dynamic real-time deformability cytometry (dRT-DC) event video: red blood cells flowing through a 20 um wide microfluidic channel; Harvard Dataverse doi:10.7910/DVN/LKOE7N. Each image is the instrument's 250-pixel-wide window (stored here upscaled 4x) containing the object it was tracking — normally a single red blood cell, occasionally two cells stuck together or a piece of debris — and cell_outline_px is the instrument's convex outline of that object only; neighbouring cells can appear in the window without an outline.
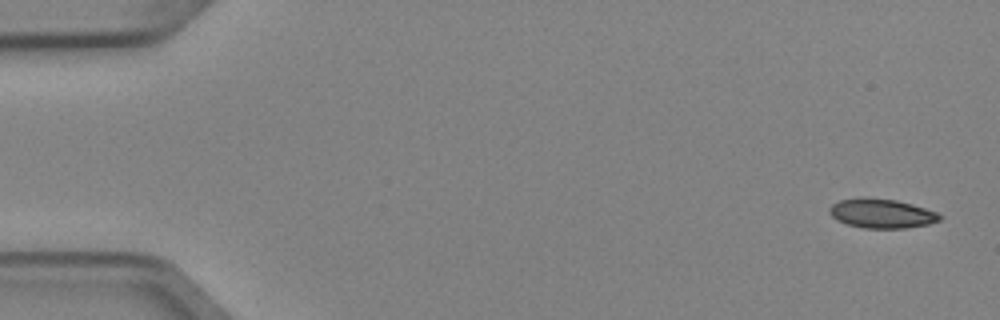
{"species": "Egyptian fruit bat (a non-hibernating species)", "species_latin": "Rousettus aegyptiacus", "temperature_condition": "cold", "stored_images_in_passage": 6, "camera_frame_rate_fps": 3000, "um_per_image_px": 0.085, "animal": {"sex": "female"}, "frame": {"image": 1, "passage_image": 1, "time_ms": 0.0, "image_size_px": [1000, 320], "cell_outline_px": [[944, 216], [940, 220], [928, 224], [904, 228], [864, 228], [848, 224], [836, 220], [828, 212], [828, 208], [832, 204], [840, 200], [860, 196], [896, 200], [912, 204], [936, 212]], "centroid_in_image_um": [74.91, 18.13], "position_along_channel_um": 10.1, "area_um2": 18.96}}
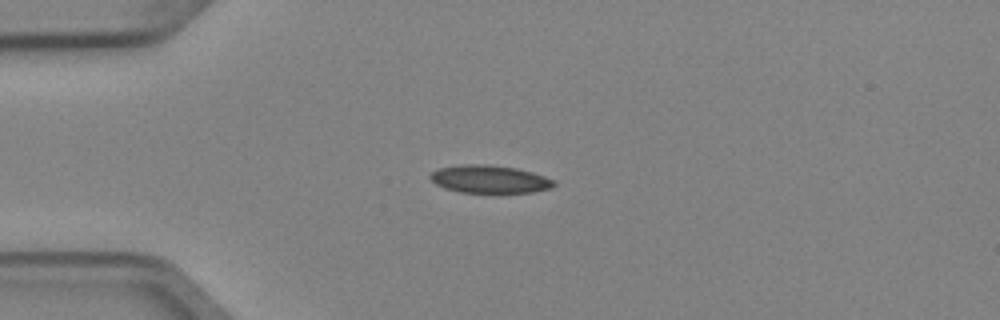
{"frame": {"image": 2, "passage_image": 4, "time_ms": 1.0, "image_size_px": [1000, 320], "cell_outline_px": [[556, 184], [552, 188], [532, 192], [460, 192], [444, 188], [436, 184], [428, 176], [432, 172], [440, 168], [460, 164], [488, 164], [516, 168], [532, 172], [556, 180]], "centroid_in_image_um": [41.63, 15.22], "position_along_channel_um": 43.4, "area_um2": 20.06}}
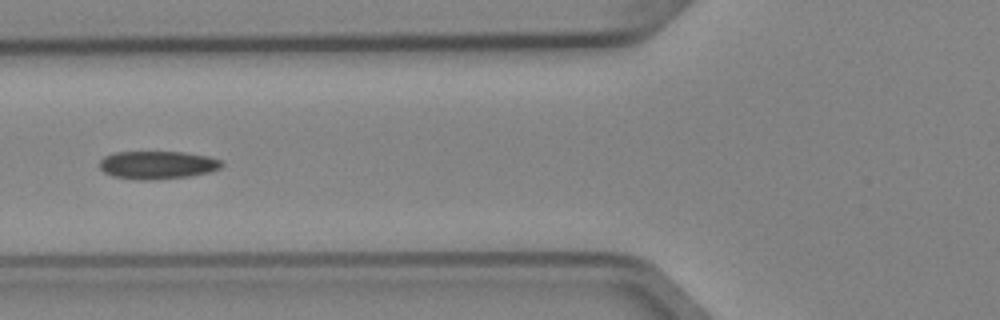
{"frame": {"image": 3, "passage_image": 6, "time_ms": 1.667, "image_size_px": [1000, 320], "cell_outline_px": [[224, 164], [220, 168], [208, 172], [188, 176], [152, 180], [140, 180], [112, 176], [104, 172], [100, 168], [100, 160], [104, 156], [116, 152], [184, 152], [208, 156], [220, 160]], "centroid_in_image_um": [13.37, 14.02], "position_along_channel_um": 112.4, "area_um2": 19.88}}